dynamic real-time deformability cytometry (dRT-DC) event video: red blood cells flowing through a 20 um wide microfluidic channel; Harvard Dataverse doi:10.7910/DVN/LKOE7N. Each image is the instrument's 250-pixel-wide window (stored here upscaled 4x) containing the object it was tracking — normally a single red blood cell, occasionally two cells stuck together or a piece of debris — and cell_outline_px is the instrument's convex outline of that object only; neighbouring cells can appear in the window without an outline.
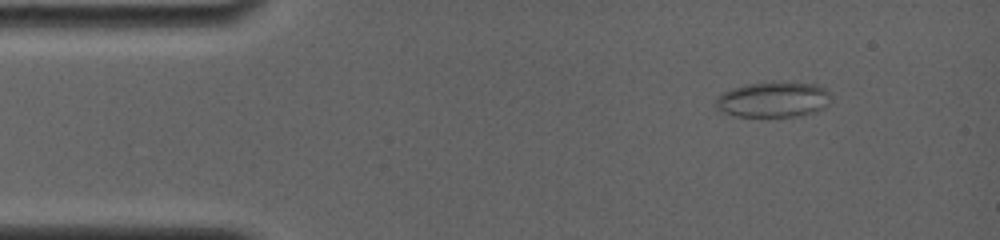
{"species": "common noctule bat (a hibernating species)", "species_latin": "Nyctalus noctula", "temperature_condition": "room temperature", "stored_images_in_passage": 15, "camera_frame_rate_fps": 4000, "um_per_image_px": 0.085, "animal": {"sex": "female", "body_mass_g": 19.0, "forearm_length_mm": 56.7}, "frame": {"image": 1, "passage_image": 2, "time_ms": 1.25, "image_size_px": [1000, 240], "cell_outline_px": [[828, 104], [824, 108], [816, 112], [796, 116], [736, 116], [724, 112], [716, 108], [716, 96], [732, 88], [748, 84], [772, 80], [816, 84], [824, 88], [828, 92]], "centroid_in_image_um": [65.72, 8.44], "position_along_channel_um": 19.3, "area_um2": 23.99}}
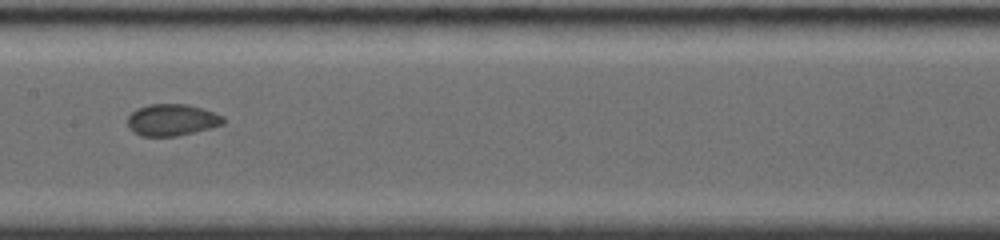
{"frame": {"image": 2, "passage_image": 8, "time_ms": 7.75, "image_size_px": [1000, 240], "cell_outline_px": [[224, 124], [176, 136], [140, 136], [132, 132], [128, 128], [128, 116], [136, 108], [148, 104], [188, 104], [224, 116]], "centroid_in_image_um": [14.56, 10.19], "position_along_channel_um": 192.8, "area_um2": 17.63}}
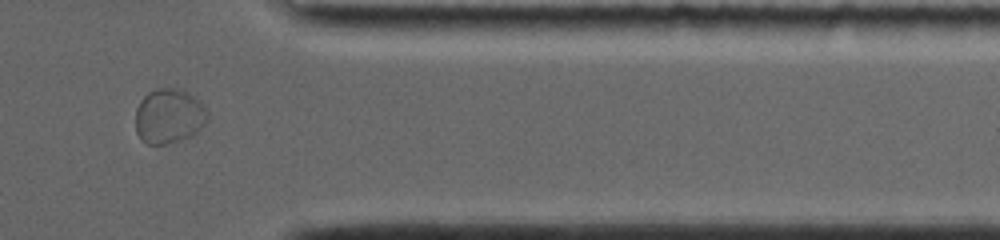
{"frame": {"image": 3, "passage_image": 13, "time_ms": 13.25, "image_size_px": [1000, 240], "cell_outline_px": [[208, 120], [192, 136], [172, 144], [148, 144], [140, 140], [136, 132], [136, 108], [140, 100], [148, 92], [156, 88], [184, 88], [196, 96], [200, 100], [208, 116]], "centroid_in_image_um": [14.36, 9.86], "position_along_channel_um": 397.0, "area_um2": 23.52}, "authors_computed_cell_mechanics": {"area_um2": 19.1896, "velocity_mm_per_s": 3.7813, "shape_relaxation_time_tau1_ms": null, "shape_relaxation_time_tau2_ms": 1.2278, "deformation_change_tau1": null, "deformation_change_tau2": 0.0554}}